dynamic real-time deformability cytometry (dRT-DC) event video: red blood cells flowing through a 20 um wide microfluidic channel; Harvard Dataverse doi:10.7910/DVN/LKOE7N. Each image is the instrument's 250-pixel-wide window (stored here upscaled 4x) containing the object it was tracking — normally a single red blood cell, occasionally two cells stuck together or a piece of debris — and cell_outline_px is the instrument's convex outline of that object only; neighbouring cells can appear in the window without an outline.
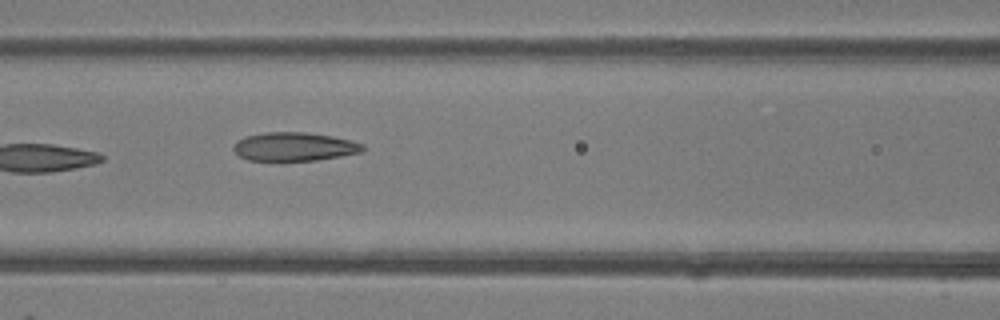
{"species": "common noctule bat (a hibernating species)", "species_latin": "Nyctalus noctula", "temperature_condition": "room temperature", "stored_images_in_passage": 7, "camera_frame_rate_fps": 3000, "um_per_image_px": 0.085, "animal": {"sex": "female"}, "frame": {"image": 1, "passage_image": 4, "time_ms": 1.0, "image_size_px": [1000, 320], "cell_outline_px": [[364, 152], [316, 160], [248, 160], [240, 156], [232, 148], [232, 144], [236, 140], [244, 136], [264, 132], [308, 132], [332, 136], [352, 140], [364, 144]], "centroid_in_image_um": [25.01, 12.45], "position_along_channel_um": 141.6, "area_um2": 21.73}}
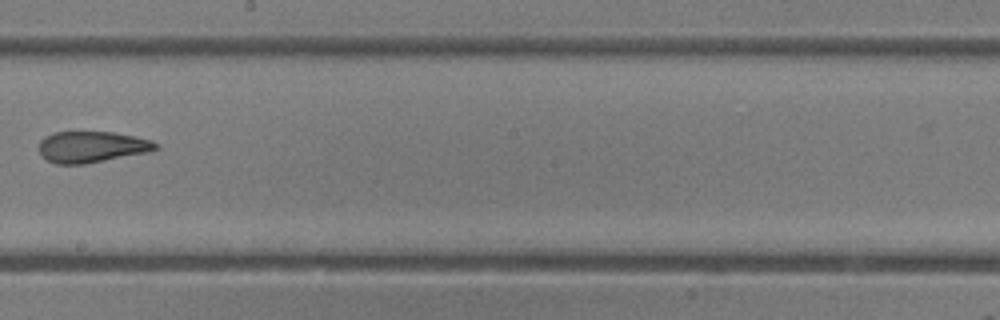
{"frame": {"image": 2, "passage_image": 6, "time_ms": 1.667, "image_size_px": [1000, 320], "cell_outline_px": [[160, 148], [148, 152], [84, 164], [56, 164], [48, 160], [40, 152], [40, 140], [44, 136], [52, 132], [112, 132], [136, 136], [152, 140], [160, 144]], "centroid_in_image_um": [7.84, 12.47], "position_along_channel_um": 240.4, "area_um2": 21.27}}
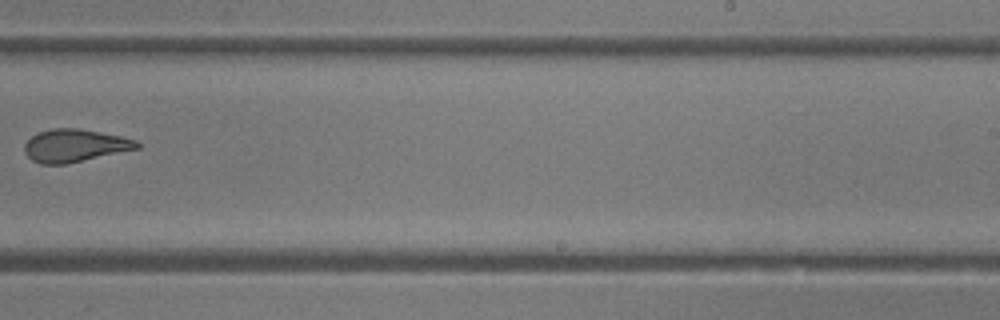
{"frame": {"image": 3, "passage_image": 7, "time_ms": 2.0, "image_size_px": [1000, 320], "cell_outline_px": [[140, 148], [64, 164], [40, 164], [32, 160], [24, 152], [24, 144], [32, 136], [40, 132], [52, 128], [76, 128], [100, 132], [120, 136], [136, 140], [140, 144]], "centroid_in_image_um": [6.34, 12.37], "position_along_channel_um": 282.7, "area_um2": 21.21}}